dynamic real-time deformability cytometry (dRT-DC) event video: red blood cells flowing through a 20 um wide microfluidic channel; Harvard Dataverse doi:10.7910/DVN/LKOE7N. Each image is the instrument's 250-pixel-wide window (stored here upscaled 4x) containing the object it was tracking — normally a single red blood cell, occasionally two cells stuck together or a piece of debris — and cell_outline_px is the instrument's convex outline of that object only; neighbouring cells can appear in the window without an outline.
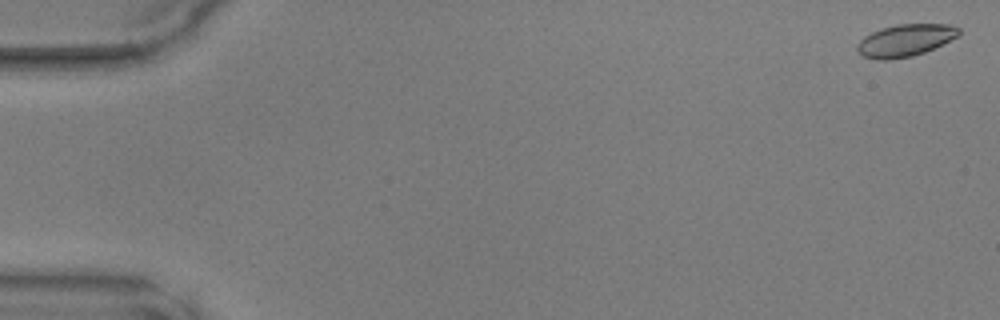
{"species": "common noctule bat (a hibernating species)", "species_latin": "Nyctalus noctula", "temperature_condition": "warm", "stored_images_in_passage": 40, "camera_frame_rate_fps": 3000, "um_per_image_px": 0.085, "animal": {"sex": "male", "body_mass_g": 17.9, "forearm_length_mm": 54.2}, "frame": {"image": 1, "passage_image": 2, "time_ms": 0.333, "image_size_px": [1000, 320], "cell_outline_px": [[960, 32], [956, 36], [924, 52], [912, 56], [888, 60], [876, 60], [864, 56], [856, 48], [856, 44], [864, 36], [872, 32], [896, 24], [948, 24], [960, 28]], "centroid_in_image_um": [76.9, 3.43], "position_along_channel_um": 8.1, "area_um2": 18.73}}
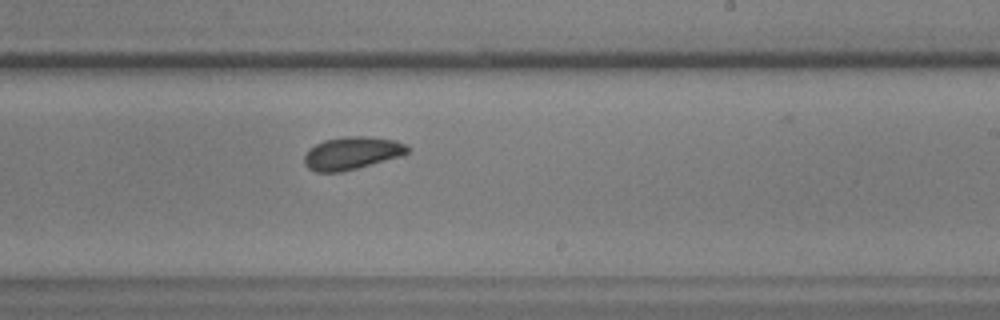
{"frame": {"image": 2, "passage_image": 31, "time_ms": 10.0, "image_size_px": [1000, 320], "cell_outline_px": [[408, 152], [400, 156], [356, 168], [340, 172], [316, 172], [308, 168], [304, 164], [304, 156], [308, 148], [324, 140], [344, 136], [364, 136], [396, 140], [404, 144], [408, 148]], "centroid_in_image_um": [29.85, 13.01], "position_along_channel_um": 259.1, "area_um2": 19.54}}
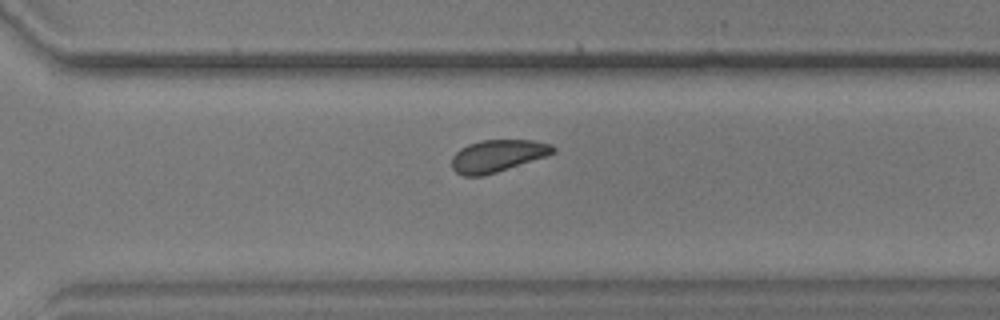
{"frame": {"image": 3, "passage_image": 36, "time_ms": 11.667, "image_size_px": [1000, 320], "cell_outline_px": [[556, 152], [548, 156], [496, 172], [480, 176], [464, 176], [456, 172], [452, 168], [452, 156], [460, 148], [468, 144], [480, 140], [532, 140], [552, 144], [556, 148]], "centroid_in_image_um": [42.31, 13.24], "position_along_channel_um": 328.3, "area_um2": 19.07}}